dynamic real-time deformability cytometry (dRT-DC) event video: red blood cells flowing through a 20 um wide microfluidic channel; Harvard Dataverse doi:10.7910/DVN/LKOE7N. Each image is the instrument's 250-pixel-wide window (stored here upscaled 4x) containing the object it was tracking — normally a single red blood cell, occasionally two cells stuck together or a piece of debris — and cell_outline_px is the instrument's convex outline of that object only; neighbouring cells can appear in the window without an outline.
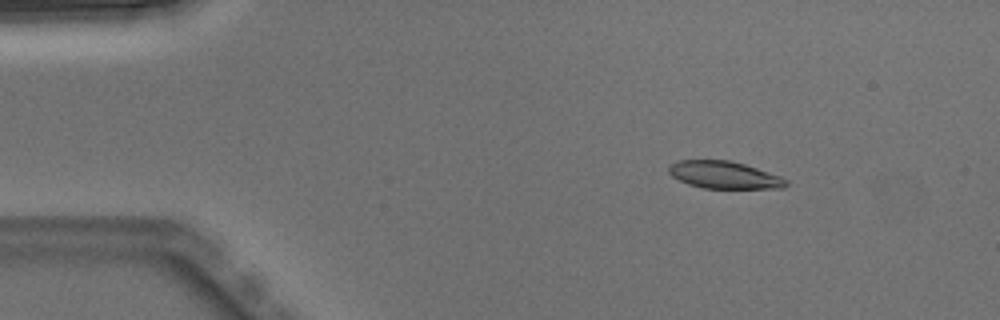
{"species": "Egyptian fruit bat (a non-hibernating species)", "species_latin": "Rousettus aegyptiacus", "temperature_condition": "warm", "stored_images_in_passage": 3, "camera_frame_rate_fps": 3000, "um_per_image_px": 0.085, "animal": {"sex": "male"}, "frame": {"image": 1, "passage_image": 1, "time_ms": 0.0, "image_size_px": [1000, 320], "cell_outline_px": [[788, 184], [784, 188], [704, 188], [688, 184], [672, 176], [668, 172], [668, 168], [672, 164], [680, 160], [728, 160], [744, 164], [780, 176], [788, 180]], "centroid_in_image_um": [61.56, 14.87], "position_along_channel_um": 23.4, "area_um2": 18.5}}